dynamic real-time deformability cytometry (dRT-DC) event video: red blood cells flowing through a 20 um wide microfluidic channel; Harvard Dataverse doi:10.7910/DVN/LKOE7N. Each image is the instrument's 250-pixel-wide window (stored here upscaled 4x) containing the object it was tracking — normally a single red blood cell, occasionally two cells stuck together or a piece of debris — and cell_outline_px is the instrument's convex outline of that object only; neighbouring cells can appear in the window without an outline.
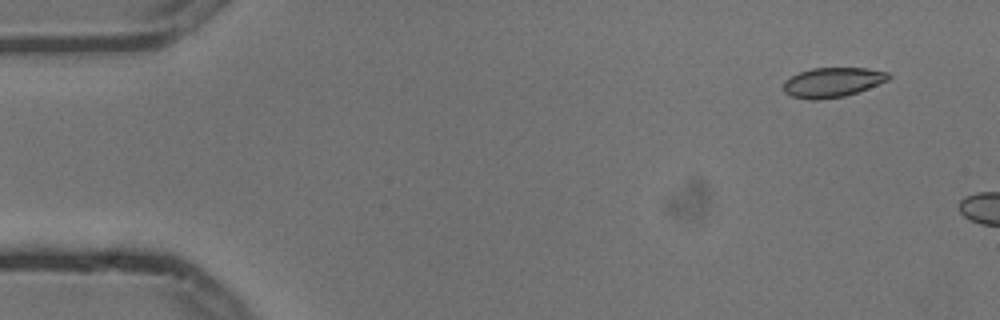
{"species": "common noctule bat (a hibernating species)", "species_latin": "Nyctalus noctula", "temperature_condition": "cold", "stored_images_in_passage": 2, "camera_frame_rate_fps": 3000, "um_per_image_px": 0.085, "animal": {"sex": "male", "body_mass_g": 13.3}, "frame": {"image": 1, "passage_image": 1, "time_ms": 0.0, "image_size_px": [1000, 320], "cell_outline_px": [[892, 76], [888, 80], [868, 88], [844, 96], [816, 100], [808, 100], [792, 96], [784, 92], [784, 80], [800, 72], [812, 68], [868, 68], [888, 72]], "centroid_in_image_um": [70.77, 6.99], "position_along_channel_um": 14.2, "area_um2": 18.09}}